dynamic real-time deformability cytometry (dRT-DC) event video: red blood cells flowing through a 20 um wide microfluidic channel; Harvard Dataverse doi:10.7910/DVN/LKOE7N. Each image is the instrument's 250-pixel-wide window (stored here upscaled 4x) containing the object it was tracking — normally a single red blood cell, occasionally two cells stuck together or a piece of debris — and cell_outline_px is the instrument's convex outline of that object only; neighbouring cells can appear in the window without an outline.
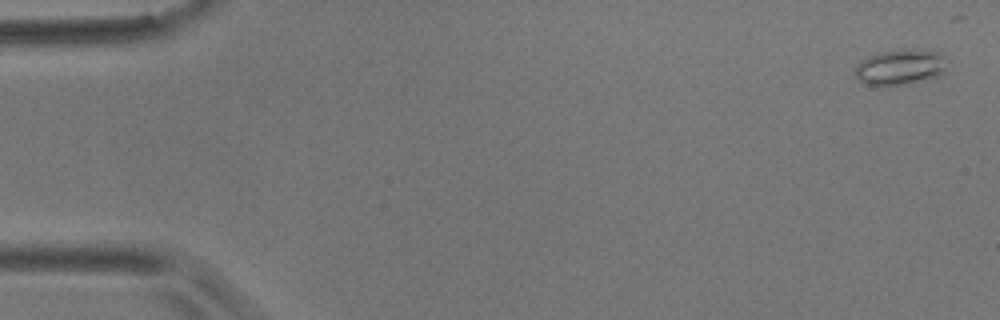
{"species": "common noctule bat (a hibernating species)", "species_latin": "Nyctalus noctula", "temperature_condition": "room temperature", "stored_images_in_passage": 6, "camera_frame_rate_fps": 3000, "um_per_image_px": 0.085, "animal": {"sex": "male", "body_mass_g": 17.9}, "frame": {"image": 1, "passage_image": 2, "time_ms": 0.333, "image_size_px": [1000, 320], "cell_outline_px": [[944, 68], [940, 76], [908, 84], [868, 84], [860, 80], [856, 76], [856, 64], [860, 60], [868, 56], [880, 52], [908, 48], [940, 52]], "centroid_in_image_um": [76.49, 5.68], "position_along_channel_um": 8.5, "area_um2": 18.61}}